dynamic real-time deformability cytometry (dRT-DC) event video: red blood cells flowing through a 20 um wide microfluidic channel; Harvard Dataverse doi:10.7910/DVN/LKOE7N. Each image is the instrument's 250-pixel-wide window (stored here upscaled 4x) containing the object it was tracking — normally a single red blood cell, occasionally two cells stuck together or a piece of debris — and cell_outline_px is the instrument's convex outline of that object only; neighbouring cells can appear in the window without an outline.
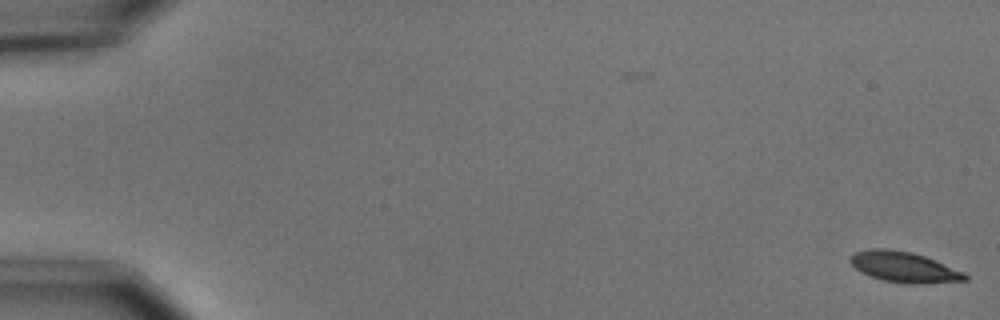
{"species": "common noctule bat (a hibernating species)", "species_latin": "Nyctalus noctula", "temperature_condition": "cold", "stored_images_in_passage": 4, "camera_frame_rate_fps": 3000, "um_per_image_px": 0.085, "animal": {"sex": "male", "body_mass_g": 15.6}, "frame": {"image": 1, "passage_image": 4, "time_ms": 1.0, "image_size_px": [1000, 320], "cell_outline_px": [[968, 280], [924, 284], [908, 284], [884, 280], [860, 272], [848, 260], [856, 252], [872, 248], [888, 248], [912, 252], [936, 260], [964, 272], [968, 276]], "centroid_in_image_um": [76.87, 22.7], "position_along_channel_um": 8.1, "area_um2": 20.46}}